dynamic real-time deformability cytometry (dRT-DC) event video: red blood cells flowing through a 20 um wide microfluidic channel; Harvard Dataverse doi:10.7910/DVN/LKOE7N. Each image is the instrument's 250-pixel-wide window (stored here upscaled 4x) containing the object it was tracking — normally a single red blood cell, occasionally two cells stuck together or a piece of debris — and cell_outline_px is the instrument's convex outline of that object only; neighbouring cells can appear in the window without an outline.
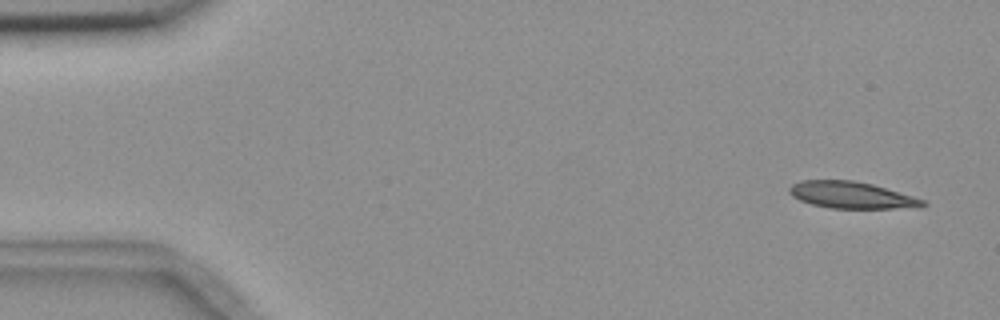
{"species": "common noctule bat (a hibernating species)", "species_latin": "Nyctalus noctula", "temperature_condition": "room temperature", "stored_images_in_passage": 2, "camera_frame_rate_fps": 3000, "um_per_image_px": 0.085, "animal": {"sex": "female", "body_mass_g": 18.4}, "frame": {"image": 1, "passage_image": 1, "time_ms": 0.0, "image_size_px": [1000, 320], "cell_outline_px": [[928, 204], [920, 208], [832, 208], [812, 204], [800, 200], [792, 196], [788, 192], [788, 188], [792, 184], [800, 180], [852, 180], [872, 184], [912, 196], [924, 200]], "centroid_in_image_um": [72.37, 16.58], "position_along_channel_um": 12.6, "area_um2": 20.75}}